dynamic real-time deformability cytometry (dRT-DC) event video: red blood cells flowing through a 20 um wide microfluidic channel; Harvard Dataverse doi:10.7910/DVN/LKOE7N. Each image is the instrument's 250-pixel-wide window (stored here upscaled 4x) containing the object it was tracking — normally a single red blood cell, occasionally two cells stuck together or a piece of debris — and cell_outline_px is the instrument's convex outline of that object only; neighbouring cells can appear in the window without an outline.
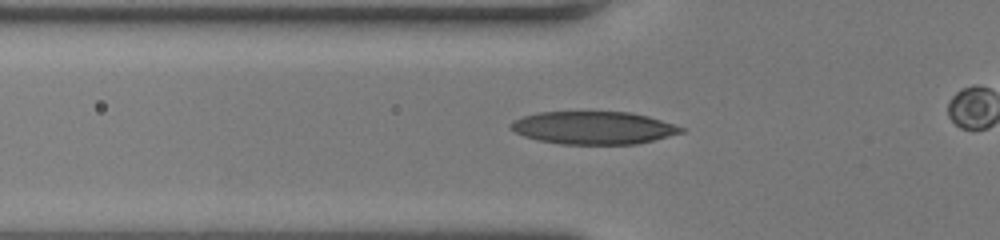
{"species": "human", "species_latin": "Homo sapiens", "temperature_condition": "room temperature", "stored_images_in_passage": 33, "camera_frame_rate_fps": 3000, "um_per_image_px": 0.085, "donor": {"sex": "female"}, "frame": {"image": 1, "passage_image": 7, "time_ms": 2.0, "image_size_px": [1000, 240], "cell_outline_px": [[684, 132], [636, 144], [560, 144], [536, 140], [524, 136], [516, 132], [508, 124], [512, 120], [524, 116], [540, 112], [632, 112], [648, 116], [684, 128]], "centroid_in_image_um": [50.41, 10.86], "position_along_channel_um": 75.4, "area_um2": 32.37}}
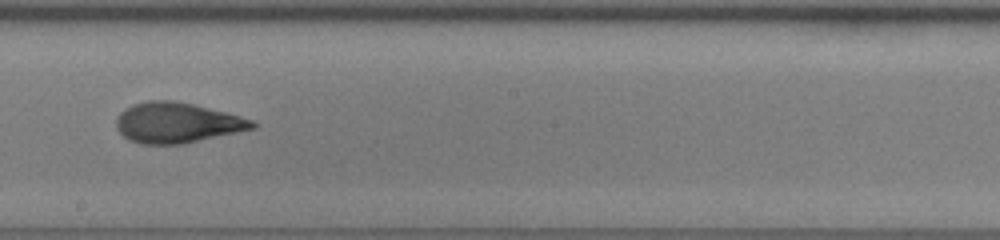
{"frame": {"image": 2, "passage_image": 18, "time_ms": 5.667, "image_size_px": [1000, 240], "cell_outline_px": [[256, 128], [184, 144], [140, 144], [128, 140], [116, 128], [116, 116], [124, 108], [132, 104], [148, 100], [172, 100], [192, 104], [240, 116], [252, 120], [256, 124]], "centroid_in_image_um": [15.0, 10.44], "position_along_channel_um": 233.2, "area_um2": 32.08}}
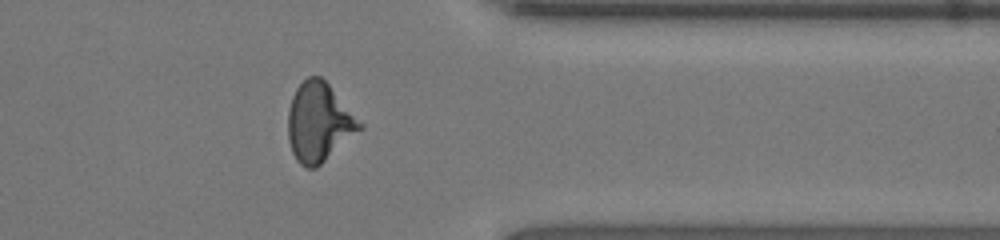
{"frame": {"image": 3, "passage_image": 29, "time_ms": 9.333, "image_size_px": [1000, 240], "cell_outline_px": [[364, 128], [316, 168], [304, 168], [296, 160], [292, 152], [288, 140], [288, 108], [292, 96], [296, 88], [308, 76], [320, 76], [328, 84], [364, 124]], "centroid_in_image_um": [27.11, 10.41], "position_along_channel_um": 384.3, "area_um2": 33.12}}